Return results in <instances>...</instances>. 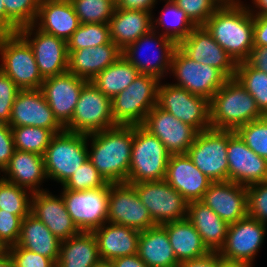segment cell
Segmentation results:
<instances>
[{
    "mask_svg": "<svg viewBox=\"0 0 267 267\" xmlns=\"http://www.w3.org/2000/svg\"><path fill=\"white\" fill-rule=\"evenodd\" d=\"M90 140V141H89ZM88 159L108 183L127 182L133 126L116 125L87 135Z\"/></svg>",
    "mask_w": 267,
    "mask_h": 267,
    "instance_id": "obj_1",
    "label": "cell"
},
{
    "mask_svg": "<svg viewBox=\"0 0 267 267\" xmlns=\"http://www.w3.org/2000/svg\"><path fill=\"white\" fill-rule=\"evenodd\" d=\"M203 26L236 63L248 59L254 47V16L247 4L219 7Z\"/></svg>",
    "mask_w": 267,
    "mask_h": 267,
    "instance_id": "obj_2",
    "label": "cell"
},
{
    "mask_svg": "<svg viewBox=\"0 0 267 267\" xmlns=\"http://www.w3.org/2000/svg\"><path fill=\"white\" fill-rule=\"evenodd\" d=\"M210 126L216 130H236L263 117L255 99L236 77L225 84L209 101Z\"/></svg>",
    "mask_w": 267,
    "mask_h": 267,
    "instance_id": "obj_3",
    "label": "cell"
},
{
    "mask_svg": "<svg viewBox=\"0 0 267 267\" xmlns=\"http://www.w3.org/2000/svg\"><path fill=\"white\" fill-rule=\"evenodd\" d=\"M171 153L142 125L133 126L131 162L127 183L165 180Z\"/></svg>",
    "mask_w": 267,
    "mask_h": 267,
    "instance_id": "obj_4",
    "label": "cell"
},
{
    "mask_svg": "<svg viewBox=\"0 0 267 267\" xmlns=\"http://www.w3.org/2000/svg\"><path fill=\"white\" fill-rule=\"evenodd\" d=\"M0 61V69L20 90L40 89L44 78L32 48L18 32L0 33Z\"/></svg>",
    "mask_w": 267,
    "mask_h": 267,
    "instance_id": "obj_5",
    "label": "cell"
},
{
    "mask_svg": "<svg viewBox=\"0 0 267 267\" xmlns=\"http://www.w3.org/2000/svg\"><path fill=\"white\" fill-rule=\"evenodd\" d=\"M160 80L140 74L125 90L111 99L112 116L116 125H143L147 114L157 105Z\"/></svg>",
    "mask_w": 267,
    "mask_h": 267,
    "instance_id": "obj_6",
    "label": "cell"
},
{
    "mask_svg": "<svg viewBox=\"0 0 267 267\" xmlns=\"http://www.w3.org/2000/svg\"><path fill=\"white\" fill-rule=\"evenodd\" d=\"M87 134L63 131L55 134L43 155L47 178L61 183L88 160Z\"/></svg>",
    "mask_w": 267,
    "mask_h": 267,
    "instance_id": "obj_7",
    "label": "cell"
},
{
    "mask_svg": "<svg viewBox=\"0 0 267 267\" xmlns=\"http://www.w3.org/2000/svg\"><path fill=\"white\" fill-rule=\"evenodd\" d=\"M114 126L111 98L87 81L81 89L74 115L64 127L65 131L88 135Z\"/></svg>",
    "mask_w": 267,
    "mask_h": 267,
    "instance_id": "obj_8",
    "label": "cell"
},
{
    "mask_svg": "<svg viewBox=\"0 0 267 267\" xmlns=\"http://www.w3.org/2000/svg\"><path fill=\"white\" fill-rule=\"evenodd\" d=\"M157 31L151 30L127 45L122 50V56L133 64L140 74H149L162 81L165 79L164 76L170 74L172 56L178 45L173 40L159 34V30ZM144 51L145 53L146 51L147 53L148 51L155 52L157 55L152 53L154 54L153 56L150 54L152 57L146 56V58L145 55L142 57Z\"/></svg>",
    "mask_w": 267,
    "mask_h": 267,
    "instance_id": "obj_9",
    "label": "cell"
},
{
    "mask_svg": "<svg viewBox=\"0 0 267 267\" xmlns=\"http://www.w3.org/2000/svg\"><path fill=\"white\" fill-rule=\"evenodd\" d=\"M170 74L177 80L172 85L209 101L228 79L219 69L195 62L178 46L172 56Z\"/></svg>",
    "mask_w": 267,
    "mask_h": 267,
    "instance_id": "obj_10",
    "label": "cell"
},
{
    "mask_svg": "<svg viewBox=\"0 0 267 267\" xmlns=\"http://www.w3.org/2000/svg\"><path fill=\"white\" fill-rule=\"evenodd\" d=\"M157 105L176 119L194 127L198 132L211 128L209 100L191 94L184 88L169 83L164 84L160 80Z\"/></svg>",
    "mask_w": 267,
    "mask_h": 267,
    "instance_id": "obj_11",
    "label": "cell"
},
{
    "mask_svg": "<svg viewBox=\"0 0 267 267\" xmlns=\"http://www.w3.org/2000/svg\"><path fill=\"white\" fill-rule=\"evenodd\" d=\"M110 183L104 187L71 191L62 187V198L80 232H93L108 222Z\"/></svg>",
    "mask_w": 267,
    "mask_h": 267,
    "instance_id": "obj_12",
    "label": "cell"
},
{
    "mask_svg": "<svg viewBox=\"0 0 267 267\" xmlns=\"http://www.w3.org/2000/svg\"><path fill=\"white\" fill-rule=\"evenodd\" d=\"M228 130L198 132L187 155L212 182L228 180Z\"/></svg>",
    "mask_w": 267,
    "mask_h": 267,
    "instance_id": "obj_13",
    "label": "cell"
},
{
    "mask_svg": "<svg viewBox=\"0 0 267 267\" xmlns=\"http://www.w3.org/2000/svg\"><path fill=\"white\" fill-rule=\"evenodd\" d=\"M132 185L156 225L187 218L188 201L165 180Z\"/></svg>",
    "mask_w": 267,
    "mask_h": 267,
    "instance_id": "obj_14",
    "label": "cell"
},
{
    "mask_svg": "<svg viewBox=\"0 0 267 267\" xmlns=\"http://www.w3.org/2000/svg\"><path fill=\"white\" fill-rule=\"evenodd\" d=\"M267 230L264 224L249 216L229 224L226 240L218 254L226 262L245 263L254 266Z\"/></svg>",
    "mask_w": 267,
    "mask_h": 267,
    "instance_id": "obj_15",
    "label": "cell"
},
{
    "mask_svg": "<svg viewBox=\"0 0 267 267\" xmlns=\"http://www.w3.org/2000/svg\"><path fill=\"white\" fill-rule=\"evenodd\" d=\"M108 222L124 225L139 232L156 225L134 186L127 182L110 183Z\"/></svg>",
    "mask_w": 267,
    "mask_h": 267,
    "instance_id": "obj_16",
    "label": "cell"
},
{
    "mask_svg": "<svg viewBox=\"0 0 267 267\" xmlns=\"http://www.w3.org/2000/svg\"><path fill=\"white\" fill-rule=\"evenodd\" d=\"M18 33L32 48L39 72L44 79L68 71L66 40L45 33L34 24L20 28Z\"/></svg>",
    "mask_w": 267,
    "mask_h": 267,
    "instance_id": "obj_17",
    "label": "cell"
},
{
    "mask_svg": "<svg viewBox=\"0 0 267 267\" xmlns=\"http://www.w3.org/2000/svg\"><path fill=\"white\" fill-rule=\"evenodd\" d=\"M228 180L242 186L267 181V160L250 149L234 130H228Z\"/></svg>",
    "mask_w": 267,
    "mask_h": 267,
    "instance_id": "obj_18",
    "label": "cell"
},
{
    "mask_svg": "<svg viewBox=\"0 0 267 267\" xmlns=\"http://www.w3.org/2000/svg\"><path fill=\"white\" fill-rule=\"evenodd\" d=\"M142 126L159 138L171 154H186L198 134L194 127L176 119L158 105L147 114Z\"/></svg>",
    "mask_w": 267,
    "mask_h": 267,
    "instance_id": "obj_19",
    "label": "cell"
},
{
    "mask_svg": "<svg viewBox=\"0 0 267 267\" xmlns=\"http://www.w3.org/2000/svg\"><path fill=\"white\" fill-rule=\"evenodd\" d=\"M86 82L87 80L69 71L44 79L40 90L63 127L71 121L81 89Z\"/></svg>",
    "mask_w": 267,
    "mask_h": 267,
    "instance_id": "obj_20",
    "label": "cell"
},
{
    "mask_svg": "<svg viewBox=\"0 0 267 267\" xmlns=\"http://www.w3.org/2000/svg\"><path fill=\"white\" fill-rule=\"evenodd\" d=\"M10 127L32 126L51 130L54 134L63 132L40 89L20 90L14 100Z\"/></svg>",
    "mask_w": 267,
    "mask_h": 267,
    "instance_id": "obj_21",
    "label": "cell"
},
{
    "mask_svg": "<svg viewBox=\"0 0 267 267\" xmlns=\"http://www.w3.org/2000/svg\"><path fill=\"white\" fill-rule=\"evenodd\" d=\"M178 47L199 64L219 69L227 78L236 75L237 63L213 39L204 26H196Z\"/></svg>",
    "mask_w": 267,
    "mask_h": 267,
    "instance_id": "obj_22",
    "label": "cell"
},
{
    "mask_svg": "<svg viewBox=\"0 0 267 267\" xmlns=\"http://www.w3.org/2000/svg\"><path fill=\"white\" fill-rule=\"evenodd\" d=\"M200 201L228 224L248 216L247 187L230 180L211 182Z\"/></svg>",
    "mask_w": 267,
    "mask_h": 267,
    "instance_id": "obj_23",
    "label": "cell"
},
{
    "mask_svg": "<svg viewBox=\"0 0 267 267\" xmlns=\"http://www.w3.org/2000/svg\"><path fill=\"white\" fill-rule=\"evenodd\" d=\"M31 213L41 220L60 241L80 233L66 209L62 195L55 196L49 190L33 193Z\"/></svg>",
    "mask_w": 267,
    "mask_h": 267,
    "instance_id": "obj_24",
    "label": "cell"
},
{
    "mask_svg": "<svg viewBox=\"0 0 267 267\" xmlns=\"http://www.w3.org/2000/svg\"><path fill=\"white\" fill-rule=\"evenodd\" d=\"M165 181L188 202L201 200L212 182L187 154H171Z\"/></svg>",
    "mask_w": 267,
    "mask_h": 267,
    "instance_id": "obj_25",
    "label": "cell"
},
{
    "mask_svg": "<svg viewBox=\"0 0 267 267\" xmlns=\"http://www.w3.org/2000/svg\"><path fill=\"white\" fill-rule=\"evenodd\" d=\"M34 25L67 41L79 28L80 21L70 0H41Z\"/></svg>",
    "mask_w": 267,
    "mask_h": 267,
    "instance_id": "obj_26",
    "label": "cell"
},
{
    "mask_svg": "<svg viewBox=\"0 0 267 267\" xmlns=\"http://www.w3.org/2000/svg\"><path fill=\"white\" fill-rule=\"evenodd\" d=\"M121 56L122 50L112 41L96 47L68 52V71L77 77L92 81Z\"/></svg>",
    "mask_w": 267,
    "mask_h": 267,
    "instance_id": "obj_27",
    "label": "cell"
},
{
    "mask_svg": "<svg viewBox=\"0 0 267 267\" xmlns=\"http://www.w3.org/2000/svg\"><path fill=\"white\" fill-rule=\"evenodd\" d=\"M2 173L5 175H1L3 179L32 193L47 190L40 188L44 181L48 179L44 158L41 155L15 149L8 166Z\"/></svg>",
    "mask_w": 267,
    "mask_h": 267,
    "instance_id": "obj_28",
    "label": "cell"
},
{
    "mask_svg": "<svg viewBox=\"0 0 267 267\" xmlns=\"http://www.w3.org/2000/svg\"><path fill=\"white\" fill-rule=\"evenodd\" d=\"M97 240L101 260L137 254L140 232L124 225L104 223L92 232Z\"/></svg>",
    "mask_w": 267,
    "mask_h": 267,
    "instance_id": "obj_29",
    "label": "cell"
},
{
    "mask_svg": "<svg viewBox=\"0 0 267 267\" xmlns=\"http://www.w3.org/2000/svg\"><path fill=\"white\" fill-rule=\"evenodd\" d=\"M187 219L200 234L210 252H219L226 240L229 224L203 202H188Z\"/></svg>",
    "mask_w": 267,
    "mask_h": 267,
    "instance_id": "obj_30",
    "label": "cell"
},
{
    "mask_svg": "<svg viewBox=\"0 0 267 267\" xmlns=\"http://www.w3.org/2000/svg\"><path fill=\"white\" fill-rule=\"evenodd\" d=\"M152 13L115 8L109 20L111 41L121 50L152 30Z\"/></svg>",
    "mask_w": 267,
    "mask_h": 267,
    "instance_id": "obj_31",
    "label": "cell"
},
{
    "mask_svg": "<svg viewBox=\"0 0 267 267\" xmlns=\"http://www.w3.org/2000/svg\"><path fill=\"white\" fill-rule=\"evenodd\" d=\"M137 255L149 267H179L167 231L162 225L140 232Z\"/></svg>",
    "mask_w": 267,
    "mask_h": 267,
    "instance_id": "obj_32",
    "label": "cell"
},
{
    "mask_svg": "<svg viewBox=\"0 0 267 267\" xmlns=\"http://www.w3.org/2000/svg\"><path fill=\"white\" fill-rule=\"evenodd\" d=\"M18 246L26 248L55 263L59 258L61 241L32 213L22 219Z\"/></svg>",
    "mask_w": 267,
    "mask_h": 267,
    "instance_id": "obj_33",
    "label": "cell"
},
{
    "mask_svg": "<svg viewBox=\"0 0 267 267\" xmlns=\"http://www.w3.org/2000/svg\"><path fill=\"white\" fill-rule=\"evenodd\" d=\"M162 226L167 231L169 242L179 263L202 257L210 252L187 218L168 222Z\"/></svg>",
    "mask_w": 267,
    "mask_h": 267,
    "instance_id": "obj_34",
    "label": "cell"
},
{
    "mask_svg": "<svg viewBox=\"0 0 267 267\" xmlns=\"http://www.w3.org/2000/svg\"><path fill=\"white\" fill-rule=\"evenodd\" d=\"M101 260L97 240L92 232L61 241L56 267H94Z\"/></svg>",
    "mask_w": 267,
    "mask_h": 267,
    "instance_id": "obj_35",
    "label": "cell"
},
{
    "mask_svg": "<svg viewBox=\"0 0 267 267\" xmlns=\"http://www.w3.org/2000/svg\"><path fill=\"white\" fill-rule=\"evenodd\" d=\"M138 69L123 56L101 71L91 82L111 99L125 90L138 76Z\"/></svg>",
    "mask_w": 267,
    "mask_h": 267,
    "instance_id": "obj_36",
    "label": "cell"
},
{
    "mask_svg": "<svg viewBox=\"0 0 267 267\" xmlns=\"http://www.w3.org/2000/svg\"><path fill=\"white\" fill-rule=\"evenodd\" d=\"M163 1L166 4L161 10L159 18L157 17L154 20V16H152V30L157 32V28L160 27V34L173 40L178 45L192 32L196 25L173 0Z\"/></svg>",
    "mask_w": 267,
    "mask_h": 267,
    "instance_id": "obj_37",
    "label": "cell"
},
{
    "mask_svg": "<svg viewBox=\"0 0 267 267\" xmlns=\"http://www.w3.org/2000/svg\"><path fill=\"white\" fill-rule=\"evenodd\" d=\"M235 77L255 99L260 111L267 113V74L244 61L237 63Z\"/></svg>",
    "mask_w": 267,
    "mask_h": 267,
    "instance_id": "obj_38",
    "label": "cell"
},
{
    "mask_svg": "<svg viewBox=\"0 0 267 267\" xmlns=\"http://www.w3.org/2000/svg\"><path fill=\"white\" fill-rule=\"evenodd\" d=\"M33 193L0 176V209L24 219L31 213Z\"/></svg>",
    "mask_w": 267,
    "mask_h": 267,
    "instance_id": "obj_39",
    "label": "cell"
},
{
    "mask_svg": "<svg viewBox=\"0 0 267 267\" xmlns=\"http://www.w3.org/2000/svg\"><path fill=\"white\" fill-rule=\"evenodd\" d=\"M11 129L16 150L41 156L44 155L50 140L55 135L51 130L41 127L21 126L11 127Z\"/></svg>",
    "mask_w": 267,
    "mask_h": 267,
    "instance_id": "obj_40",
    "label": "cell"
},
{
    "mask_svg": "<svg viewBox=\"0 0 267 267\" xmlns=\"http://www.w3.org/2000/svg\"><path fill=\"white\" fill-rule=\"evenodd\" d=\"M111 42L108 23L80 24L79 28L67 40V52L88 47H96Z\"/></svg>",
    "mask_w": 267,
    "mask_h": 267,
    "instance_id": "obj_41",
    "label": "cell"
},
{
    "mask_svg": "<svg viewBox=\"0 0 267 267\" xmlns=\"http://www.w3.org/2000/svg\"><path fill=\"white\" fill-rule=\"evenodd\" d=\"M41 0H3L6 10V33L18 32L35 23Z\"/></svg>",
    "mask_w": 267,
    "mask_h": 267,
    "instance_id": "obj_42",
    "label": "cell"
},
{
    "mask_svg": "<svg viewBox=\"0 0 267 267\" xmlns=\"http://www.w3.org/2000/svg\"><path fill=\"white\" fill-rule=\"evenodd\" d=\"M80 24L109 23L117 0H70Z\"/></svg>",
    "mask_w": 267,
    "mask_h": 267,
    "instance_id": "obj_43",
    "label": "cell"
},
{
    "mask_svg": "<svg viewBox=\"0 0 267 267\" xmlns=\"http://www.w3.org/2000/svg\"><path fill=\"white\" fill-rule=\"evenodd\" d=\"M107 184L108 182L88 159L79 166L62 187L71 191H83L104 187Z\"/></svg>",
    "mask_w": 267,
    "mask_h": 267,
    "instance_id": "obj_44",
    "label": "cell"
},
{
    "mask_svg": "<svg viewBox=\"0 0 267 267\" xmlns=\"http://www.w3.org/2000/svg\"><path fill=\"white\" fill-rule=\"evenodd\" d=\"M235 132L250 149L267 160V123L262 118L238 127Z\"/></svg>",
    "mask_w": 267,
    "mask_h": 267,
    "instance_id": "obj_45",
    "label": "cell"
},
{
    "mask_svg": "<svg viewBox=\"0 0 267 267\" xmlns=\"http://www.w3.org/2000/svg\"><path fill=\"white\" fill-rule=\"evenodd\" d=\"M248 216L267 224V181L247 187Z\"/></svg>",
    "mask_w": 267,
    "mask_h": 267,
    "instance_id": "obj_46",
    "label": "cell"
},
{
    "mask_svg": "<svg viewBox=\"0 0 267 267\" xmlns=\"http://www.w3.org/2000/svg\"><path fill=\"white\" fill-rule=\"evenodd\" d=\"M196 26H203L219 8L214 0H173Z\"/></svg>",
    "mask_w": 267,
    "mask_h": 267,
    "instance_id": "obj_47",
    "label": "cell"
},
{
    "mask_svg": "<svg viewBox=\"0 0 267 267\" xmlns=\"http://www.w3.org/2000/svg\"><path fill=\"white\" fill-rule=\"evenodd\" d=\"M16 267H56V263L41 254L13 245L6 248Z\"/></svg>",
    "mask_w": 267,
    "mask_h": 267,
    "instance_id": "obj_48",
    "label": "cell"
},
{
    "mask_svg": "<svg viewBox=\"0 0 267 267\" xmlns=\"http://www.w3.org/2000/svg\"><path fill=\"white\" fill-rule=\"evenodd\" d=\"M22 218L0 209V242L5 248L18 243Z\"/></svg>",
    "mask_w": 267,
    "mask_h": 267,
    "instance_id": "obj_49",
    "label": "cell"
},
{
    "mask_svg": "<svg viewBox=\"0 0 267 267\" xmlns=\"http://www.w3.org/2000/svg\"><path fill=\"white\" fill-rule=\"evenodd\" d=\"M20 89L0 69V122L9 123L11 109Z\"/></svg>",
    "mask_w": 267,
    "mask_h": 267,
    "instance_id": "obj_50",
    "label": "cell"
},
{
    "mask_svg": "<svg viewBox=\"0 0 267 267\" xmlns=\"http://www.w3.org/2000/svg\"><path fill=\"white\" fill-rule=\"evenodd\" d=\"M14 151L12 129L8 123L0 122V175L8 166Z\"/></svg>",
    "mask_w": 267,
    "mask_h": 267,
    "instance_id": "obj_51",
    "label": "cell"
},
{
    "mask_svg": "<svg viewBox=\"0 0 267 267\" xmlns=\"http://www.w3.org/2000/svg\"><path fill=\"white\" fill-rule=\"evenodd\" d=\"M223 262L218 252H209L202 257L180 262L179 267H221Z\"/></svg>",
    "mask_w": 267,
    "mask_h": 267,
    "instance_id": "obj_52",
    "label": "cell"
},
{
    "mask_svg": "<svg viewBox=\"0 0 267 267\" xmlns=\"http://www.w3.org/2000/svg\"><path fill=\"white\" fill-rule=\"evenodd\" d=\"M254 47H267V15L254 16Z\"/></svg>",
    "mask_w": 267,
    "mask_h": 267,
    "instance_id": "obj_53",
    "label": "cell"
},
{
    "mask_svg": "<svg viewBox=\"0 0 267 267\" xmlns=\"http://www.w3.org/2000/svg\"><path fill=\"white\" fill-rule=\"evenodd\" d=\"M246 62L267 74V47H253Z\"/></svg>",
    "mask_w": 267,
    "mask_h": 267,
    "instance_id": "obj_54",
    "label": "cell"
},
{
    "mask_svg": "<svg viewBox=\"0 0 267 267\" xmlns=\"http://www.w3.org/2000/svg\"><path fill=\"white\" fill-rule=\"evenodd\" d=\"M157 2V0H117L116 8L140 10L152 13Z\"/></svg>",
    "mask_w": 267,
    "mask_h": 267,
    "instance_id": "obj_55",
    "label": "cell"
},
{
    "mask_svg": "<svg viewBox=\"0 0 267 267\" xmlns=\"http://www.w3.org/2000/svg\"><path fill=\"white\" fill-rule=\"evenodd\" d=\"M113 267H149L137 254L111 260Z\"/></svg>",
    "mask_w": 267,
    "mask_h": 267,
    "instance_id": "obj_56",
    "label": "cell"
},
{
    "mask_svg": "<svg viewBox=\"0 0 267 267\" xmlns=\"http://www.w3.org/2000/svg\"><path fill=\"white\" fill-rule=\"evenodd\" d=\"M252 3L256 10L252 6L249 7L250 5L247 8L253 16L267 15V0H252Z\"/></svg>",
    "mask_w": 267,
    "mask_h": 267,
    "instance_id": "obj_57",
    "label": "cell"
},
{
    "mask_svg": "<svg viewBox=\"0 0 267 267\" xmlns=\"http://www.w3.org/2000/svg\"><path fill=\"white\" fill-rule=\"evenodd\" d=\"M0 33H6V10L3 0H0Z\"/></svg>",
    "mask_w": 267,
    "mask_h": 267,
    "instance_id": "obj_58",
    "label": "cell"
},
{
    "mask_svg": "<svg viewBox=\"0 0 267 267\" xmlns=\"http://www.w3.org/2000/svg\"><path fill=\"white\" fill-rule=\"evenodd\" d=\"M0 267H16L7 251L0 255Z\"/></svg>",
    "mask_w": 267,
    "mask_h": 267,
    "instance_id": "obj_59",
    "label": "cell"
},
{
    "mask_svg": "<svg viewBox=\"0 0 267 267\" xmlns=\"http://www.w3.org/2000/svg\"><path fill=\"white\" fill-rule=\"evenodd\" d=\"M219 7H234L244 4L241 0H214Z\"/></svg>",
    "mask_w": 267,
    "mask_h": 267,
    "instance_id": "obj_60",
    "label": "cell"
},
{
    "mask_svg": "<svg viewBox=\"0 0 267 267\" xmlns=\"http://www.w3.org/2000/svg\"><path fill=\"white\" fill-rule=\"evenodd\" d=\"M221 267H253V266L245 264V263H236V262H226V261H224L221 264Z\"/></svg>",
    "mask_w": 267,
    "mask_h": 267,
    "instance_id": "obj_61",
    "label": "cell"
},
{
    "mask_svg": "<svg viewBox=\"0 0 267 267\" xmlns=\"http://www.w3.org/2000/svg\"><path fill=\"white\" fill-rule=\"evenodd\" d=\"M94 267H113V264L111 263V261L100 260L95 264Z\"/></svg>",
    "mask_w": 267,
    "mask_h": 267,
    "instance_id": "obj_62",
    "label": "cell"
},
{
    "mask_svg": "<svg viewBox=\"0 0 267 267\" xmlns=\"http://www.w3.org/2000/svg\"><path fill=\"white\" fill-rule=\"evenodd\" d=\"M6 251V248L3 246V244L0 242V255H2Z\"/></svg>",
    "mask_w": 267,
    "mask_h": 267,
    "instance_id": "obj_63",
    "label": "cell"
},
{
    "mask_svg": "<svg viewBox=\"0 0 267 267\" xmlns=\"http://www.w3.org/2000/svg\"><path fill=\"white\" fill-rule=\"evenodd\" d=\"M262 119L267 123V113H264V114H263Z\"/></svg>",
    "mask_w": 267,
    "mask_h": 267,
    "instance_id": "obj_64",
    "label": "cell"
}]
</instances>
